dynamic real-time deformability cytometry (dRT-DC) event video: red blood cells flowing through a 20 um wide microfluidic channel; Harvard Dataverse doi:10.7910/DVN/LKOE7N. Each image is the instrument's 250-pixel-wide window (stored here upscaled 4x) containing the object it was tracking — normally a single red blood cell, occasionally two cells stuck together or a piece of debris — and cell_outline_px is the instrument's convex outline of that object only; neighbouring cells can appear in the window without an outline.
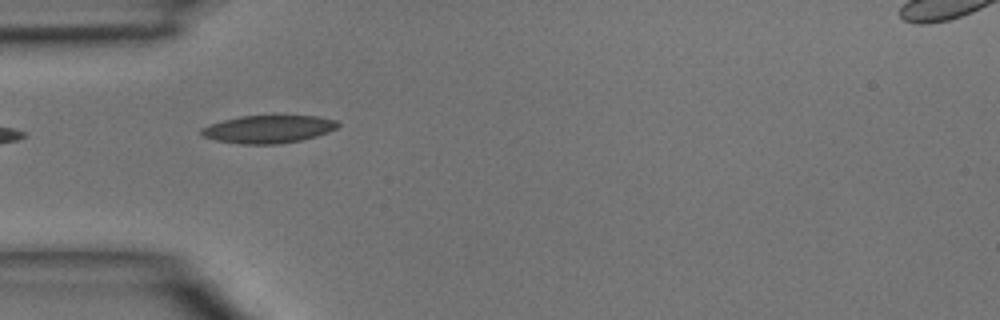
{"species": "common noctule bat (a hibernating species)", "species_latin": "Nyctalus noctula", "temperature_condition": "room temperature", "stored_images_in_passage": 5, "camera_frame_rate_fps": 3000, "um_per_image_px": 0.085, "animal": {"sex": "male", "body_mass_g": 15.6}, "frame": {"image": 1, "passage_image": 4, "time_ms": 3.333, "image_size_px": [1000, 320], "cell_outline_px": [[340, 124], [336, 128], [328, 132], [316, 136], [300, 140], [280, 144], [240, 144], [216, 140], [204, 136], [200, 132], [200, 128], [208, 124], [240, 116], [316, 116], [336, 120]], "centroid_in_image_um": [22.79, 10.98], "position_along_channel_um": 62.2, "area_um2": 22.02}}